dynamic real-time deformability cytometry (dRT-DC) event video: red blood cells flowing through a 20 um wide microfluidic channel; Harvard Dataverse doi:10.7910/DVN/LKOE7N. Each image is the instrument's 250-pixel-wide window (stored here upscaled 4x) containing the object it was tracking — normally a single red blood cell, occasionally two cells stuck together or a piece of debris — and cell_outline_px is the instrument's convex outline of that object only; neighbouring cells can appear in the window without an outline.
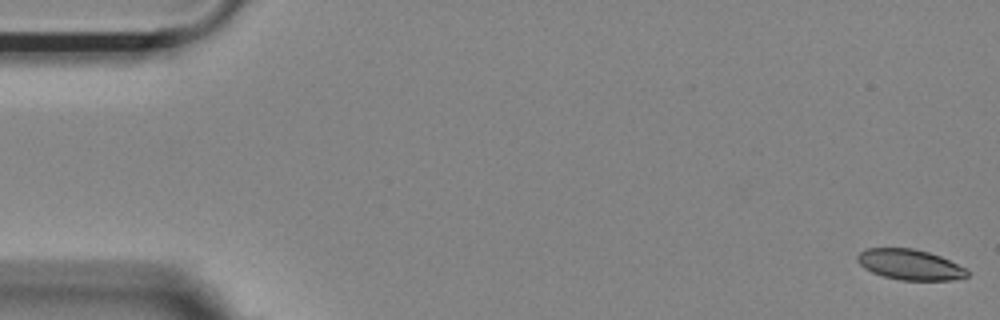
{"species": "Egyptian fruit bat (a non-hibernating species)", "species_latin": "Rousettus aegyptiacus", "temperature_condition": "room temperature", "stored_images_in_passage": 55, "camera_frame_rate_fps": 3000, "um_per_image_px": 0.085, "animal": {"sex": "female"}, "frame": {"image": 1, "passage_image": 1, "time_ms": 0.0, "image_size_px": [1000, 320], "cell_outline_px": [[968, 276], [952, 280], [900, 280], [884, 276], [872, 272], [864, 268], [856, 260], [856, 256], [860, 252], [868, 248], [912, 248], [928, 252], [940, 256], [964, 268], [968, 272]], "centroid_in_image_um": [77.3, 22.49], "position_along_channel_um": 7.7, "area_um2": 19.31}}
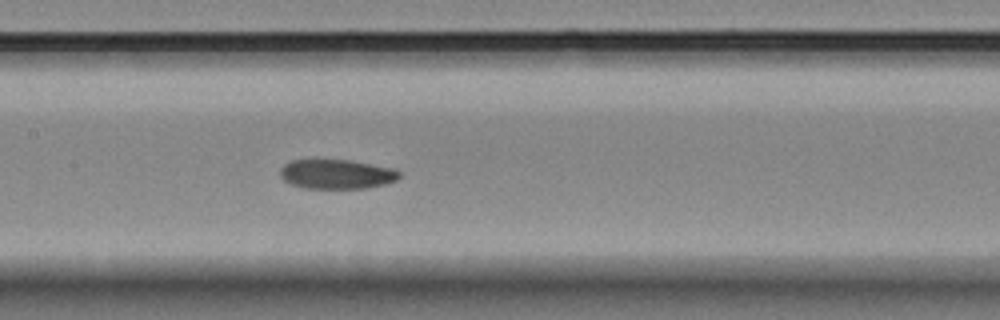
{"frame": {"image": 2, "passage_image": 26, "time_ms": 8.333, "image_size_px": [1000, 320], "cell_outline_px": [[400, 176], [396, 180], [384, 184], [368, 188], [304, 188], [292, 184], [284, 180], [280, 176], [280, 168], [284, 164], [292, 160], [348, 160], [396, 168], [400, 172]], "centroid_in_image_um": [28.63, 14.8], "position_along_channel_um": 178.8, "area_um2": 20.46}}
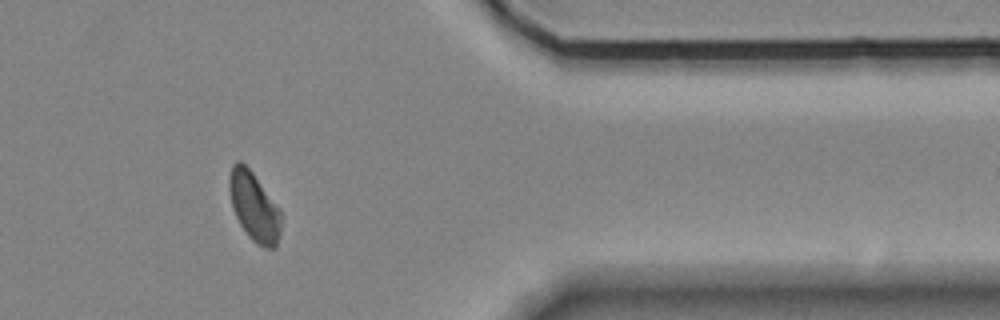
{"frame": {"image": 3, "passage_image": 45, "time_ms": 14.667, "image_size_px": [1000, 320], "cell_outline_px": [[280, 232], [276, 248], [264, 248], [256, 244], [248, 236], [240, 224], [232, 208], [228, 188], [228, 176], [232, 164], [236, 160], [240, 160], [252, 172], [280, 208]], "centroid_in_image_um": [21.57, 17.55], "position_along_channel_um": 389.8, "area_um2": 20.98}, "authors_computed_cell_mechanics": {"area_um2": 20.9814, "velocity_mm_per_s": 3.6544, "shape_relaxation_time_tau1_ms": 10.4624, "shape_relaxation_time_tau2_ms": 7.9424, "deformation_change_tau1": 0.1773, "deformation_change_tau2": 0.1176}}